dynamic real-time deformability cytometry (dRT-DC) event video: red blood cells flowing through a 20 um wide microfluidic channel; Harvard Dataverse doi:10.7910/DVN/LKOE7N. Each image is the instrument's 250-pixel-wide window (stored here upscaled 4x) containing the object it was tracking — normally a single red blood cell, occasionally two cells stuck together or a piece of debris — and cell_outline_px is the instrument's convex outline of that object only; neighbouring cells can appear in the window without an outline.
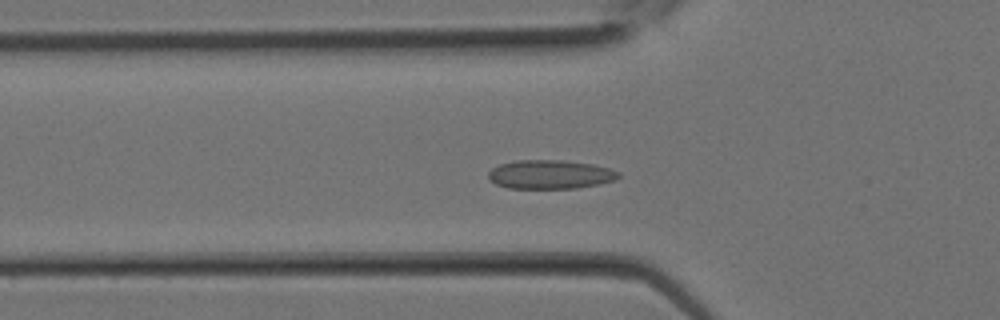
{"species": "Egyptian fruit bat (a non-hibernating species)", "species_latin": "Rousettus aegyptiacus", "temperature_condition": "room temperature", "stored_images_in_passage": 13, "camera_frame_rate_fps": 3000, "um_per_image_px": 0.085, "animal": {"sex": "female"}, "frame": {"image": 1, "passage_image": 3, "time_ms": 0.667, "image_size_px": [1000, 320], "cell_outline_px": [[620, 176], [612, 180], [600, 184], [576, 188], [508, 188], [496, 184], [488, 180], [488, 172], [492, 168], [500, 164], [516, 160], [564, 160], [592, 164], [608, 168], [620, 172]], "centroid_in_image_um": [46.73, 14.82], "position_along_channel_um": 79.1, "area_um2": 21.91}}
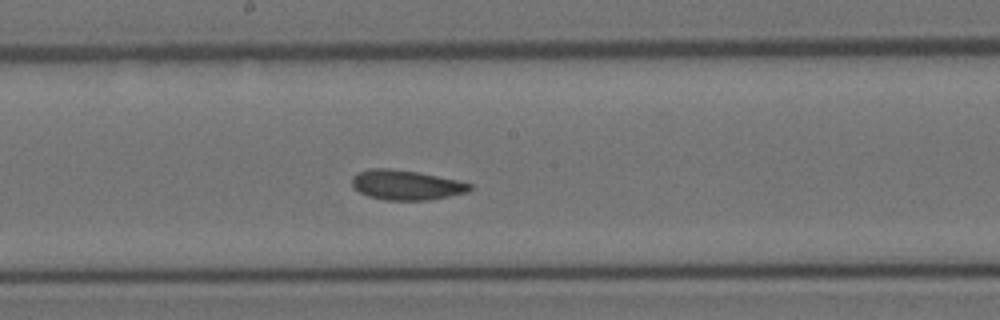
{"frame": {"image": 2, "passage_image": 9, "time_ms": 2.667, "image_size_px": [1000, 320], "cell_outline_px": [[472, 188], [468, 192], [428, 200], [384, 200], [368, 196], [360, 192], [352, 184], [352, 176], [368, 168], [388, 168], [416, 172], [456, 180], [472, 184]], "centroid_in_image_um": [34.51, 15.73], "position_along_channel_um": 213.7, "area_um2": 20.23}}
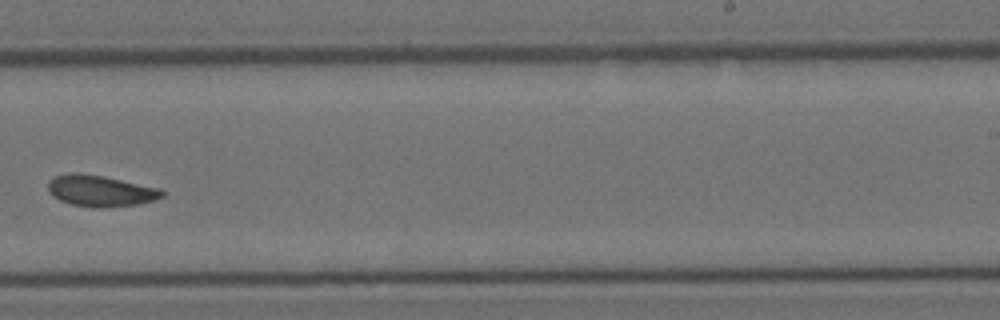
{"frame": {"image": 3, "passage_image": 12, "time_ms": 3.667, "image_size_px": [1000, 320], "cell_outline_px": [[164, 196], [156, 200], [136, 204], [104, 208], [92, 208], [68, 204], [52, 196], [48, 192], [48, 180], [56, 176], [68, 172], [76, 172], [104, 176], [160, 188], [164, 192]], "centroid_in_image_um": [8.51, 16.23], "position_along_channel_um": 280.5, "area_um2": 21.1}}